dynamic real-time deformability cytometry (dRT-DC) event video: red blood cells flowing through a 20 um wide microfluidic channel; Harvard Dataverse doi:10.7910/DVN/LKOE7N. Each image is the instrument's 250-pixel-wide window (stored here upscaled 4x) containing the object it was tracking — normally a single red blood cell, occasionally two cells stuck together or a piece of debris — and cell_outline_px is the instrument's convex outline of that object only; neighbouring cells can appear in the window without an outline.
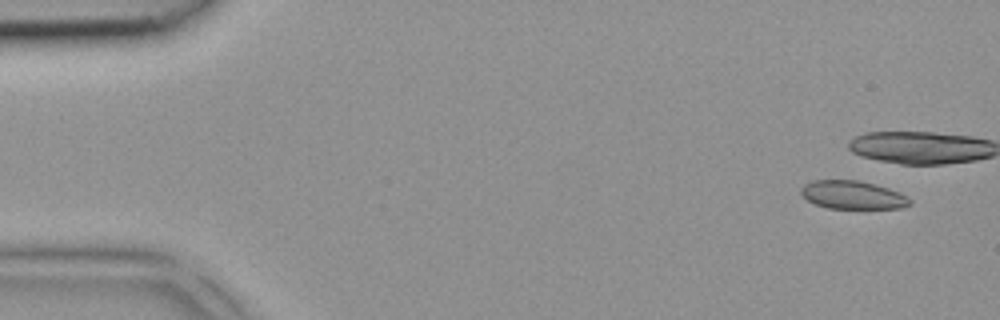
{"species": "common noctule bat (a hibernating species)", "species_latin": "Nyctalus noctula", "temperature_condition": "room temperature", "stored_images_in_passage": 4, "camera_frame_rate_fps": 3000, "um_per_image_px": 0.085, "animal": {"sex": "female", "body_mass_g": 18.4}, "frame": {"image": 1, "passage_image": 1, "time_ms": 0.0, "image_size_px": [1000, 320], "cell_outline_px": [[912, 204], [900, 208], [828, 208], [816, 204], [808, 200], [800, 192], [800, 188], [804, 184], [812, 180], [860, 180], [888, 188], [912, 200]], "centroid_in_image_um": [72.45, 16.56], "position_along_channel_um": 12.6, "area_um2": 17.74}}